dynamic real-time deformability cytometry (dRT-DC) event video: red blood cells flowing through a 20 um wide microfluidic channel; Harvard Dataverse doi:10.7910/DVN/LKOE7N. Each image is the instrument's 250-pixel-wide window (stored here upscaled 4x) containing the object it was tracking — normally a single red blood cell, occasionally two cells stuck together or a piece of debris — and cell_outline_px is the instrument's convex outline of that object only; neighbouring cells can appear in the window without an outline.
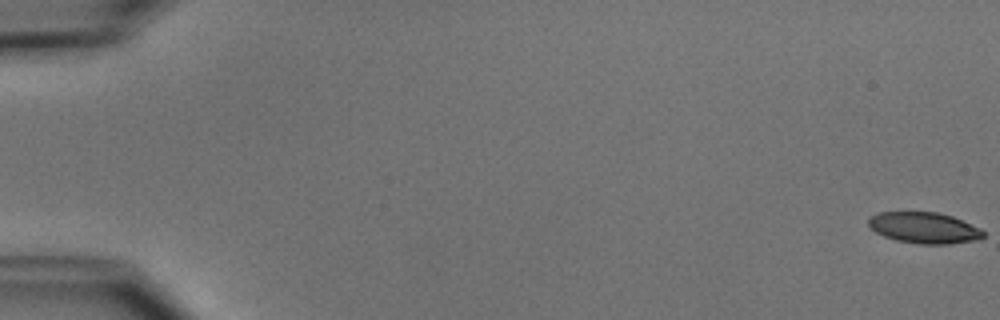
{"species": "common noctule bat (a hibernating species)", "species_latin": "Nyctalus noctula", "temperature_condition": "cold", "stored_images_in_passage": 52, "camera_frame_rate_fps": 3000, "um_per_image_px": 0.085, "animal": {"sex": "male", "body_mass_g": 15.6}, "frame": {"image": 1, "passage_image": 1, "time_ms": 0.0, "image_size_px": [1000, 320], "cell_outline_px": [[984, 236], [976, 240], [948, 244], [920, 244], [896, 240], [884, 236], [876, 232], [868, 224], [868, 220], [876, 212], [936, 212], [952, 216], [980, 228], [984, 232]], "centroid_in_image_um": [78.55, 19.36], "position_along_channel_um": 6.5, "area_um2": 20.69}}
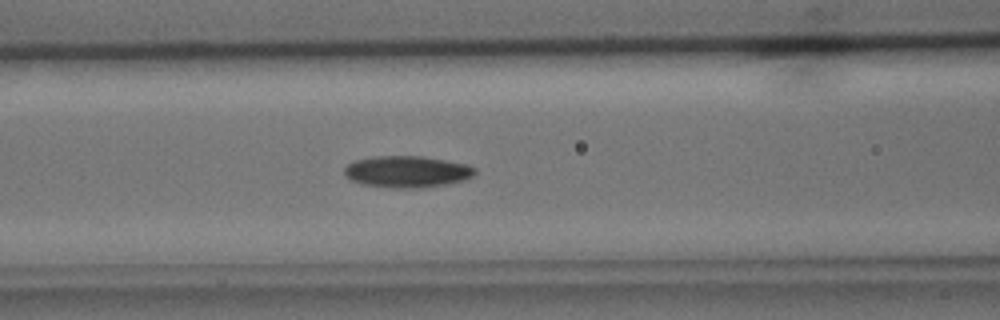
{"frame": {"image": 2, "passage_image": 23, "time_ms": 7.333, "image_size_px": [1000, 320], "cell_outline_px": [[476, 172], [472, 176], [464, 180], [444, 184], [420, 188], [396, 188], [360, 184], [344, 176], [344, 168], [348, 164], [356, 160], [372, 156], [424, 156], [468, 164], [476, 168]], "centroid_in_image_um": [34.59, 14.58], "position_along_channel_um": 132.0, "area_um2": 24.16}}
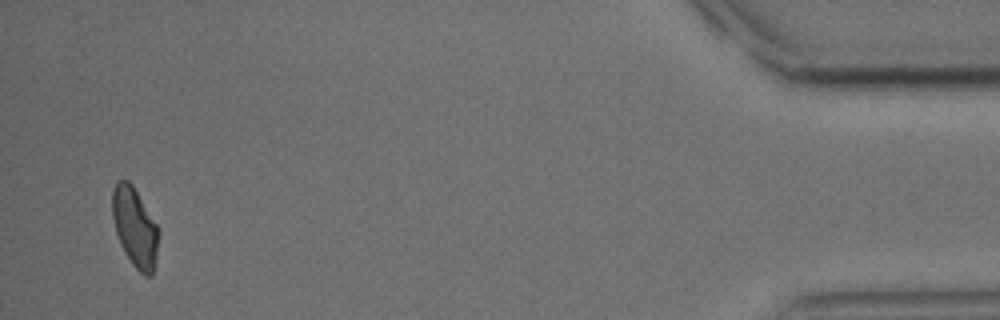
{"frame": {"image": 3, "passage_image": 51, "time_ms": 16.667, "image_size_px": [1000, 320], "cell_outline_px": [[160, 232], [156, 264], [152, 276], [144, 276], [132, 264], [124, 252], [120, 244], [116, 232], [112, 216], [112, 188], [116, 180], [128, 180], [132, 184], [160, 228]], "centroid_in_image_um": [11.49, 19.33], "position_along_channel_um": 423.7, "area_um2": 21.91}, "authors_computed_cell_mechanics": {"area_um2": 22.1085, "velocity_mm_per_s": 3.9256, "shape_relaxation_time_tau1_ms": 3.3329, "shape_relaxation_time_tau2_ms": 6.9919, "deformation_change_tau1": 0.1091, "deformation_change_tau2": 0.1277}}